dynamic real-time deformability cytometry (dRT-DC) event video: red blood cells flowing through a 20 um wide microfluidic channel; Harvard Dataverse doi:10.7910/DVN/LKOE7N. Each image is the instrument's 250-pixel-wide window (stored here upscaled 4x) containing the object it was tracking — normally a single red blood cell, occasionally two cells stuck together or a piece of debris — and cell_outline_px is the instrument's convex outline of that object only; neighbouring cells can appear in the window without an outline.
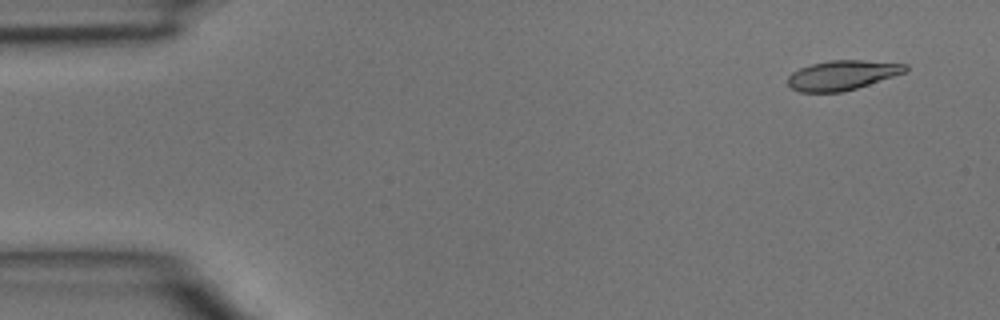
{"species": "common noctule bat (a hibernating species)", "species_latin": "Nyctalus noctula", "temperature_condition": "room temperature", "stored_images_in_passage": 46, "camera_frame_rate_fps": 3000, "um_per_image_px": 0.085, "animal": {"sex": "male", "body_mass_g": 15.6}, "frame": {"image": 1, "passage_image": 3, "time_ms": 0.667, "image_size_px": [1000, 320], "cell_outline_px": [[908, 68], [904, 72], [856, 88], [840, 92], [800, 92], [792, 88], [788, 84], [788, 76], [792, 72], [800, 68], [812, 64], [832, 60], [860, 60], [908, 64]], "centroid_in_image_um": [71.56, 6.39], "position_along_channel_um": 13.4, "area_um2": 19.94}}
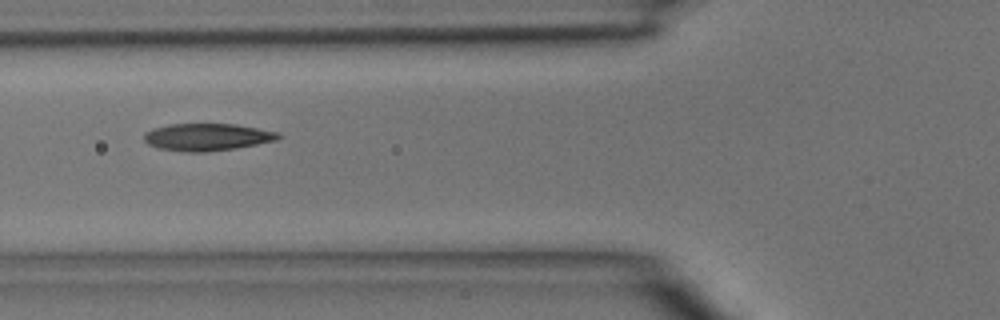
{"frame": {"image": 2, "passage_image": 17, "time_ms": 5.333, "image_size_px": [1000, 320], "cell_outline_px": [[280, 136], [276, 140], [236, 148], [204, 152], [188, 152], [160, 148], [148, 144], [144, 140], [144, 132], [152, 128], [168, 124], [236, 124], [280, 132]], "centroid_in_image_um": [17.59, 11.64], "position_along_channel_um": 108.2, "area_um2": 21.27}}
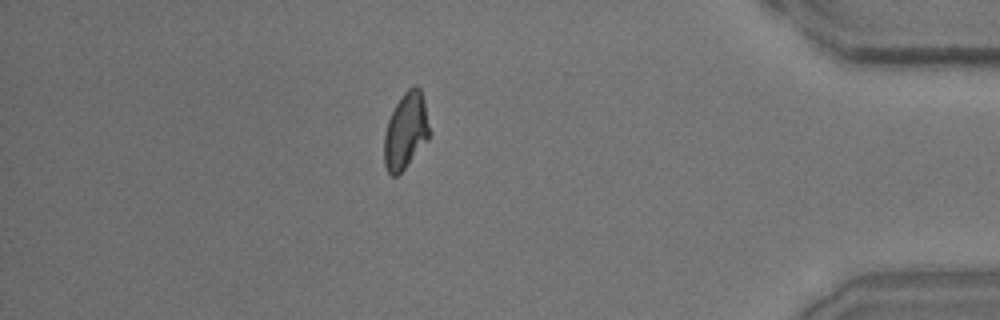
{"frame": {"image": 3, "passage_image": 40, "time_ms": 13.0, "image_size_px": [1000, 320], "cell_outline_px": [[432, 132], [428, 140], [404, 168], [396, 176], [392, 176], [388, 172], [384, 164], [384, 132], [388, 120], [400, 96], [408, 88], [416, 84], [420, 88], [424, 100]], "centroid_in_image_um": [34.51, 11.09], "position_along_channel_um": 400.7, "area_um2": 20.35}}